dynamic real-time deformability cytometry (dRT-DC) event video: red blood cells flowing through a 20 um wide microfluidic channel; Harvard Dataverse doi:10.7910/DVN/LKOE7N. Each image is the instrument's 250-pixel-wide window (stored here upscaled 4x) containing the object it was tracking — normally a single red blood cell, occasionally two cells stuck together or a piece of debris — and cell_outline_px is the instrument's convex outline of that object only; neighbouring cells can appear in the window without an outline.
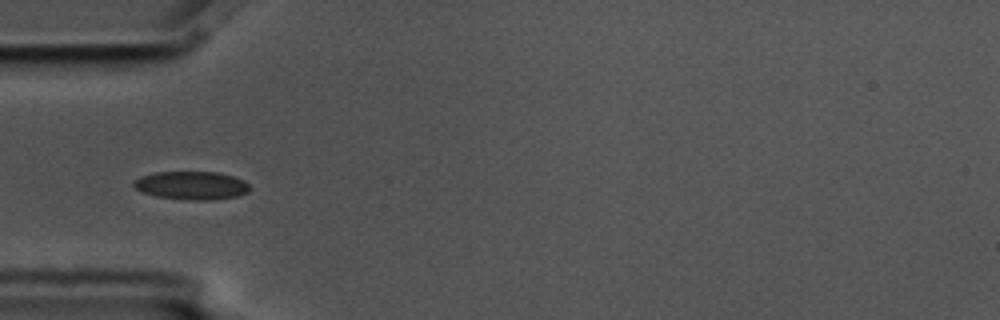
{"species": "common noctule bat (a hibernating species)", "species_latin": "Nyctalus noctula", "temperature_condition": "cold", "stored_images_in_passage": 9, "camera_frame_rate_fps": 3000, "um_per_image_px": 0.085, "animal": {"sex": "male", "body_mass_g": 17.5, "forearm_length_mm": 52.3}, "frame": {"image": 1, "passage_image": 4, "time_ms": 1.0, "image_size_px": [1000, 320], "cell_outline_px": [[252, 188], [248, 192], [236, 196], [212, 200], [188, 200], [156, 196], [144, 192], [136, 188], [132, 184], [132, 180], [140, 176], [156, 172], [220, 172], [244, 180]], "centroid_in_image_um": [16.29, 15.76], "position_along_channel_um": 68.7, "area_um2": 19.19}}